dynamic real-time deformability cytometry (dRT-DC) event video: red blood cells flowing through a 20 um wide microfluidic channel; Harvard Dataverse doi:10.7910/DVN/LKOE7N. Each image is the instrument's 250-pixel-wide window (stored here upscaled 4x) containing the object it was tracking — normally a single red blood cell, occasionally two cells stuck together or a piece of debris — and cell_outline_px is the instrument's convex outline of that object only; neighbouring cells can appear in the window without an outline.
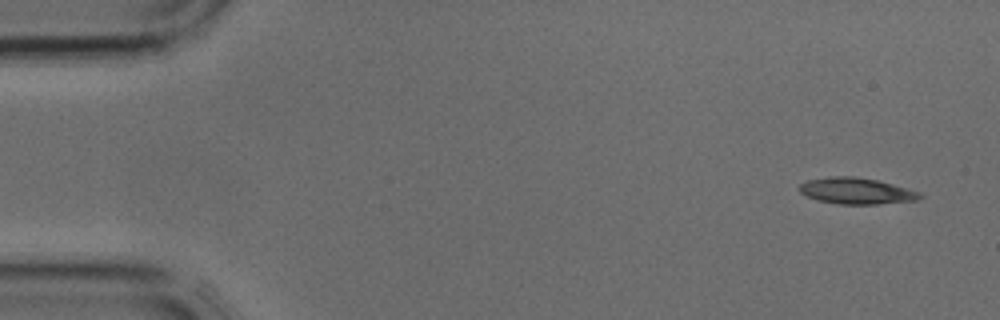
{"species": "common noctule bat (a hibernating species)", "species_latin": "Nyctalus noctula", "temperature_condition": "cold", "stored_images_in_passage": 3, "camera_frame_rate_fps": 3000, "um_per_image_px": 0.085, "animal": {"sex": "male", "body_mass_g": 17.9, "forearm_length_mm": 54.2}, "frame": {"image": 1, "passage_image": 1, "time_ms": 0.0, "image_size_px": [1000, 320], "cell_outline_px": [[924, 196], [920, 200], [876, 204], [840, 204], [816, 200], [800, 192], [796, 188], [800, 184], [808, 180], [832, 176], [852, 176], [876, 180], [892, 184], [920, 192]], "centroid_in_image_um": [72.79, 16.23], "position_along_channel_um": 12.2, "area_um2": 18.44}}